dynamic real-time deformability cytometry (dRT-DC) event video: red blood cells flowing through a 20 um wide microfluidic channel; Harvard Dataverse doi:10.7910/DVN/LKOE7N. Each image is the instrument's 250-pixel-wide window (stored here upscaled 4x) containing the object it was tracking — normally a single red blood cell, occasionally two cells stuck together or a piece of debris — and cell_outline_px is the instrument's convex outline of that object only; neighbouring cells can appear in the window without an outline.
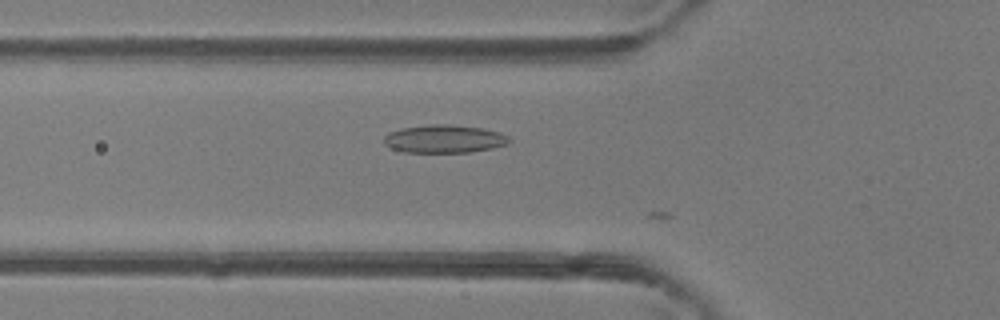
{"species": "common noctule bat (a hibernating species)", "species_latin": "Nyctalus noctula", "temperature_condition": "room temperature", "stored_images_in_passage": 7, "camera_frame_rate_fps": 3000, "um_per_image_px": 0.085, "animal": {"sex": "female"}, "frame": {"image": 1, "passage_image": 6, "time_ms": 1.667, "image_size_px": [1000, 320], "cell_outline_px": [[512, 140], [508, 144], [492, 148], [468, 152], [404, 152], [392, 148], [384, 144], [384, 136], [388, 132], [400, 128], [428, 124], [452, 124], [480, 128], [500, 132], [508, 136]], "centroid_in_image_um": [37.75, 11.79], "position_along_channel_um": 88.0, "area_um2": 20.58}}